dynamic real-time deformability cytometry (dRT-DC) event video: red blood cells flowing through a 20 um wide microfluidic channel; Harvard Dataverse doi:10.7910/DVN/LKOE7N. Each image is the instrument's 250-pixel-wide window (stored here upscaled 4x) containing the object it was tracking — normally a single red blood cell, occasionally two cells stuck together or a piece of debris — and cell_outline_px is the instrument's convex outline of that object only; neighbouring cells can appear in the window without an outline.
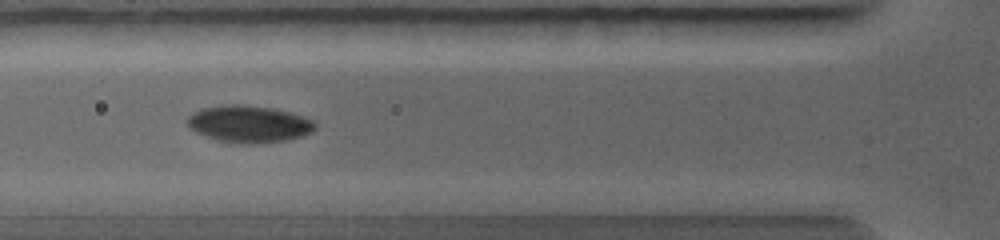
{"species": "common noctule bat (a hibernating species)", "species_latin": "Nyctalus noctula", "temperature_condition": "warm", "stored_images_in_passage": 12, "camera_frame_rate_fps": 5000, "um_per_image_px": 0.085, "animal": {"sex": "female", "body_mass_g": 19.0, "forearm_length_mm": 56.7}, "frame": {"image": 1, "passage_image": 6, "time_ms": 2.8, "image_size_px": [1000, 240], "cell_outline_px": [[316, 128], [312, 132], [304, 136], [284, 140], [256, 144], [228, 144], [216, 140], [196, 132], [188, 124], [188, 116], [192, 112], [200, 108], [224, 104], [244, 104], [272, 108], [288, 112], [312, 120], [316, 124]], "centroid_in_image_um": [21.13, 10.55], "position_along_channel_um": 104.7, "area_um2": 27.8}}
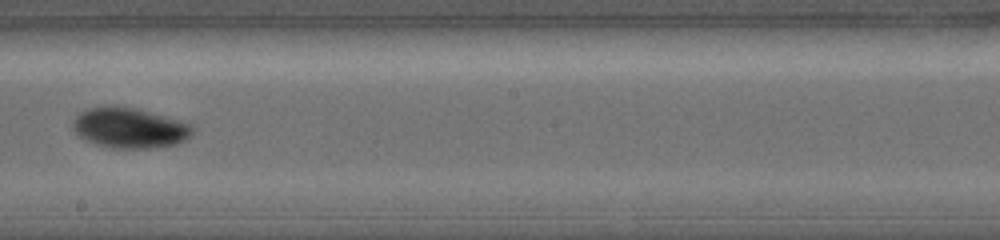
{"frame": {"image": 2, "passage_image": 10, "time_ms": 5.0, "image_size_px": [1000, 240], "cell_outline_px": [[196, 132], [184, 140], [176, 144], [148, 148], [108, 148], [96, 144], [80, 136], [72, 128], [72, 120], [80, 112], [92, 108], [136, 108], [192, 124]], "centroid_in_image_um": [11.05, 10.9], "position_along_channel_um": 237.2, "area_um2": 27.57}}
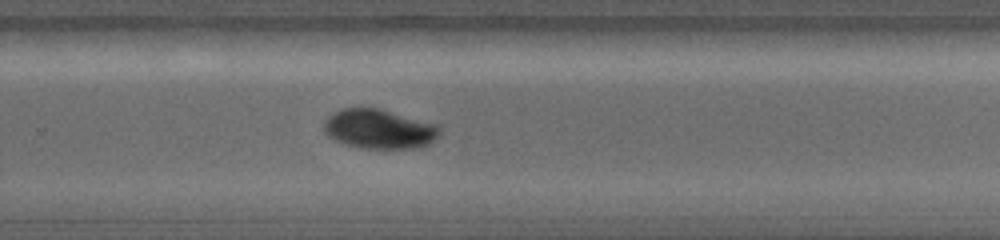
{"frame": {"image": 3, "passage_image": 12, "time_ms": 6.0, "image_size_px": [1000, 240], "cell_outline_px": [[440, 136], [432, 144], [420, 148], [360, 148], [332, 140], [324, 132], [324, 120], [332, 112], [344, 108], [360, 104], [380, 108], [436, 124], [440, 128]], "centroid_in_image_um": [32.21, 10.94], "position_along_channel_um": 297.6, "area_um2": 27.51}}